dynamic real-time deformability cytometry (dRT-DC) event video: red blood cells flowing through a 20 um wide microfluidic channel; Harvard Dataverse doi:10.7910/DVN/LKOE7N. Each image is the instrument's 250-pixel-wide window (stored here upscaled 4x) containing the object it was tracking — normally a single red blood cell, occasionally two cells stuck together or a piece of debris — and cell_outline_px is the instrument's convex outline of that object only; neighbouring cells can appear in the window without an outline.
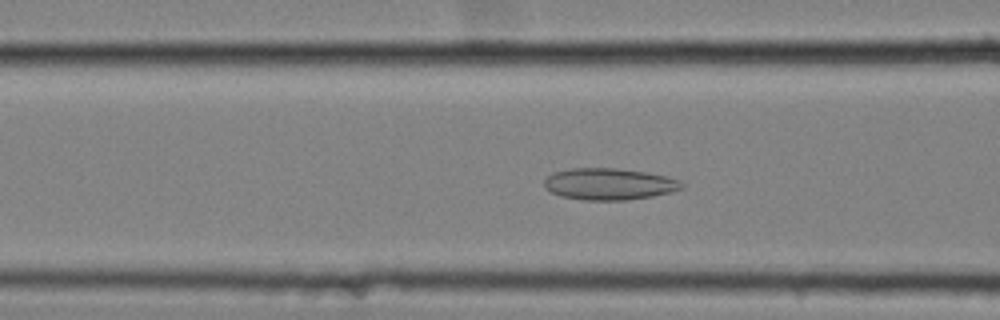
{"species": "common noctule bat (a hibernating species)", "species_latin": "Nyctalus noctula", "temperature_condition": "cold", "stored_images_in_passage": 59, "camera_frame_rate_fps": 3000, "um_per_image_px": 0.085, "animal": {"sex": "female", "body_mass_g": 25.1}, "frame": {"image": 1, "passage_image": 25, "time_ms": 8.0, "image_size_px": [1000, 320], "cell_outline_px": [[684, 188], [672, 192], [652, 196], [624, 200], [584, 200], [560, 196], [544, 188], [544, 180], [552, 172], [572, 168], [616, 168], [644, 172], [668, 176], [680, 180], [684, 184]], "centroid_in_image_um": [51.78, 15.64], "position_along_channel_um": 114.8, "area_um2": 25.49}}
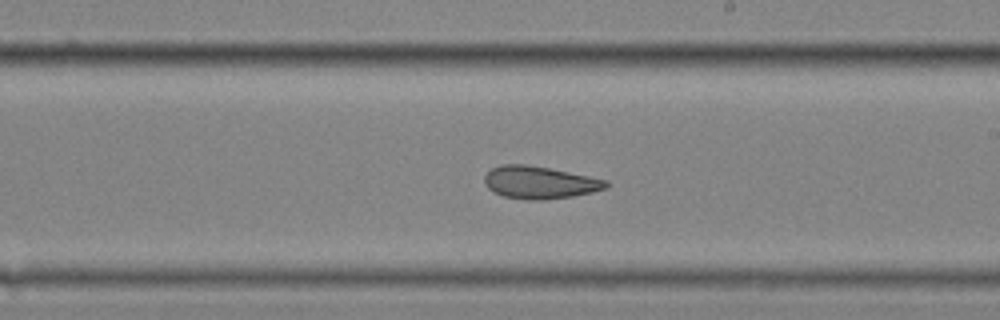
{"frame": {"image": 2, "passage_image": 36, "time_ms": 11.667, "image_size_px": [1000, 320], "cell_outline_px": [[612, 184], [608, 188], [592, 192], [572, 196], [544, 200], [528, 200], [504, 196], [488, 188], [484, 184], [484, 176], [492, 168], [500, 164], [524, 164], [548, 168], [608, 180]], "centroid_in_image_um": [45.89, 15.51], "position_along_channel_um": 243.1, "area_um2": 23.0}}
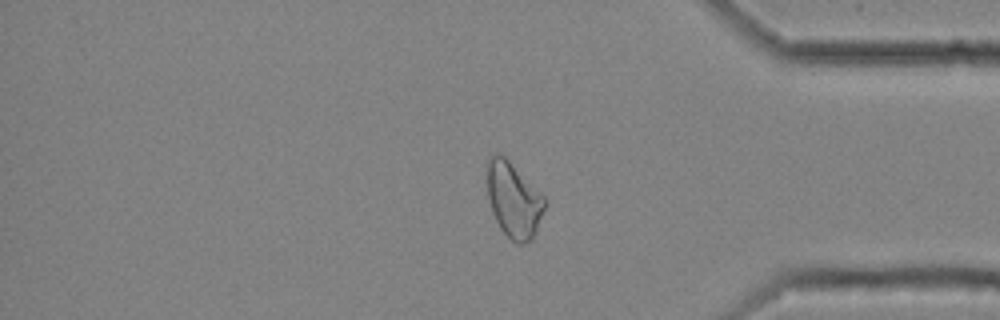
{"frame": {"image": 3, "passage_image": 50, "time_ms": 16.333, "image_size_px": [1000, 320], "cell_outline_px": [[544, 208], [536, 232], [532, 240], [528, 244], [516, 244], [500, 228], [492, 212], [488, 196], [488, 160], [496, 152], [500, 152], [544, 196]], "centroid_in_image_um": [43.66, 17.03], "position_along_channel_um": 391.5, "area_um2": 24.85}, "authors_computed_cell_mechanics": {"area_um2": 27.1082, "velocity_mm_per_s": 3.4998, "shape_relaxation_time_tau1_ms": null, "shape_relaxation_time_tau2_ms": 4.638, "deformation_change_tau1": null, "deformation_change_tau2": 0.1153}}